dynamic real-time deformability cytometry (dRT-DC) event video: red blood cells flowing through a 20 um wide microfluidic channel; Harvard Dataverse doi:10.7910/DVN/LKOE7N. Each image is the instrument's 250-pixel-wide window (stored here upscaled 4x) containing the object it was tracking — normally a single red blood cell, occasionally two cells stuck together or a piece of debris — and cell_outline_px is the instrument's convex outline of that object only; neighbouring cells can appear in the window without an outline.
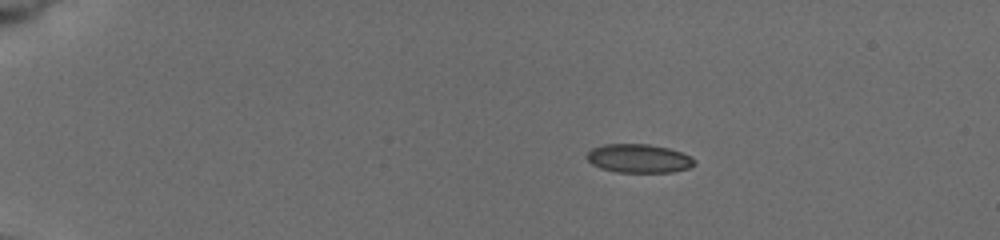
{"species": "common noctule bat (a hibernating species)", "species_latin": "Nyctalus noctula", "temperature_condition": "cold", "stored_images_in_passage": 35, "camera_frame_rate_fps": 3000, "um_per_image_px": 0.085, "animal": {"sex": "female", "body_mass_g": 19.5, "forearm_length_mm": 54.1}, "frame": {"image": 1, "passage_image": 10, "time_ms": 3.667, "image_size_px": [1000, 240], "cell_outline_px": [[696, 164], [688, 168], [672, 172], [616, 172], [600, 168], [592, 164], [584, 156], [592, 148], [604, 144], [648, 144], [668, 148], [692, 156], [696, 160]], "centroid_in_image_um": [54.29, 13.47], "position_along_channel_um": 30.7, "area_um2": 18.09}}
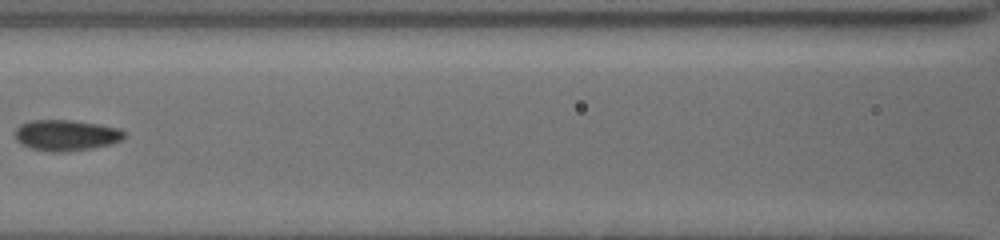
{"frame": {"image": 2, "passage_image": 25, "time_ms": 9.333, "image_size_px": [1000, 240], "cell_outline_px": [[124, 136], [120, 140], [108, 144], [92, 148], [68, 152], [52, 152], [32, 148], [20, 144], [16, 140], [16, 128], [20, 124], [28, 120], [72, 120], [96, 124], [116, 128], [124, 132]], "centroid_in_image_um": [5.55, 11.5], "position_along_channel_um": 161.0, "area_um2": 19.48}}
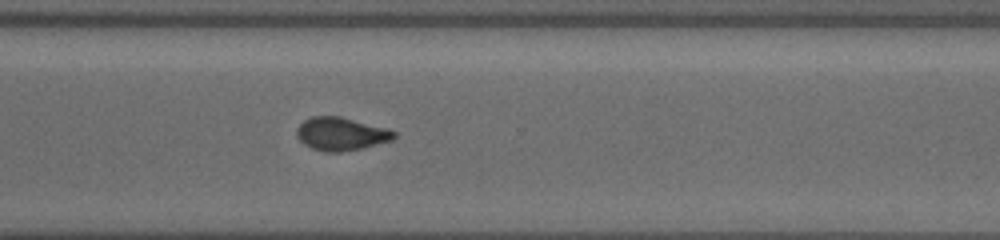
{"frame": {"image": 3, "passage_image": 35, "time_ms": 14.0, "image_size_px": [1000, 240], "cell_outline_px": [[396, 136], [392, 140], [360, 148], [340, 152], [324, 152], [312, 148], [304, 144], [296, 136], [296, 128], [304, 120], [312, 116], [340, 116], [388, 128], [396, 132]], "centroid_in_image_um": [28.97, 11.37], "position_along_channel_um": 341.6, "area_um2": 18.79}}